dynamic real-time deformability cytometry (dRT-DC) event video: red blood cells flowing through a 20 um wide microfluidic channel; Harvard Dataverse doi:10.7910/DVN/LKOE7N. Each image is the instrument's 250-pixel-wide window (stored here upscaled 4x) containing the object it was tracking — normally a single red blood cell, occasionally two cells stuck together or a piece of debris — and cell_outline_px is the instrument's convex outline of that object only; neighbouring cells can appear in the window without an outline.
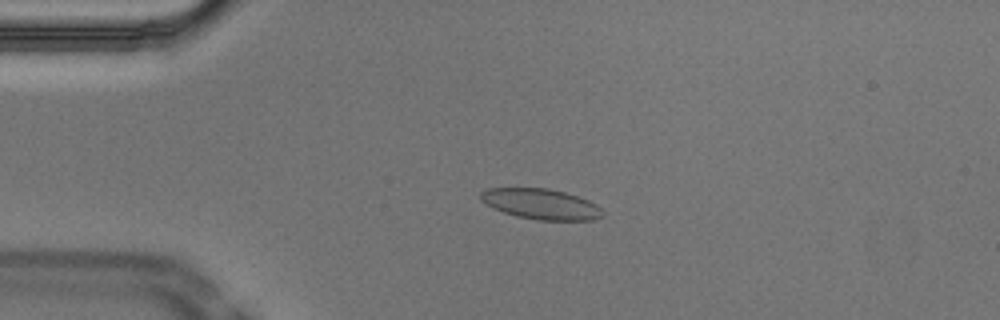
{"species": "Egyptian fruit bat (a non-hibernating species)", "species_latin": "Rousettus aegyptiacus", "temperature_condition": "cold", "stored_images_in_passage": 53, "camera_frame_rate_fps": 3000, "um_per_image_px": 0.085, "animal": {"sex": "male"}, "frame": {"image": 1, "passage_image": 12, "time_ms": 3.667, "image_size_px": [1000, 320], "cell_outline_px": [[604, 216], [596, 220], [540, 220], [516, 216], [492, 208], [480, 200], [480, 192], [488, 188], [548, 188], [564, 192], [588, 200], [596, 204], [604, 212]], "centroid_in_image_um": [45.99, 17.35], "position_along_channel_um": 39.0, "area_um2": 21.73}}
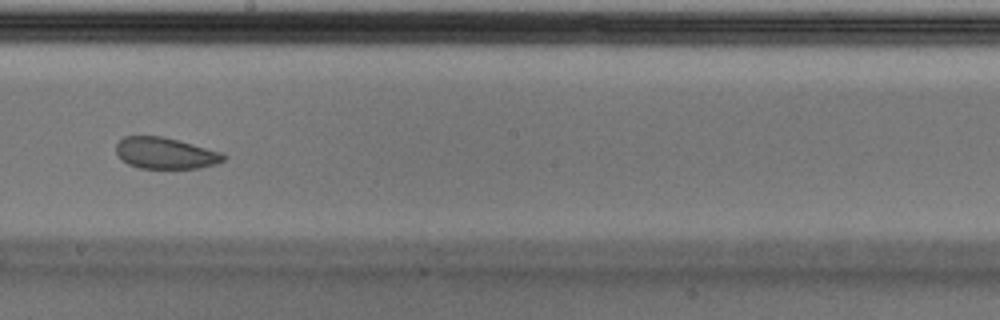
{"frame": {"image": 2, "passage_image": 30, "time_ms": 9.667, "image_size_px": [1000, 320], "cell_outline_px": [[228, 156], [224, 160], [216, 164], [200, 168], [140, 168], [128, 164], [116, 152], [116, 144], [124, 136], [164, 136], [224, 152]], "centroid_in_image_um": [14.12, 13.01], "position_along_channel_um": 234.1, "area_um2": 19.77}}
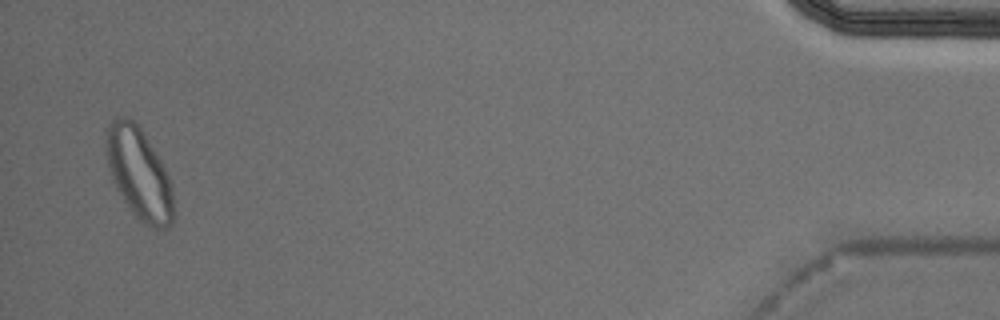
{"frame": {"image": 3, "passage_image": 52, "time_ms": 17.0, "image_size_px": [1000, 320], "cell_outline_px": [[172, 224], [168, 228], [156, 228], [144, 224], [132, 212], [116, 188], [112, 180], [108, 168], [104, 140], [108, 124], [112, 116], [128, 116], [140, 128], [160, 160], [168, 176], [172, 188]], "centroid_in_image_um": [11.76, 14.7], "position_along_channel_um": 423.4, "area_um2": 35.66}, "authors_computed_cell_mechanics": {"area_um2": 21.7328, "velocity_mm_per_s": 3.7041, "shape_relaxation_time_tau1_ms": null, "shape_relaxation_time_tau2_ms": 1.9663, "deformation_change_tau1": null, "deformation_change_tau2": 0.072}}